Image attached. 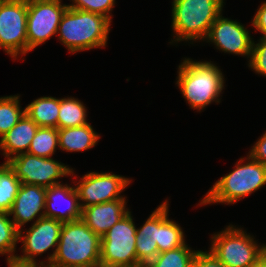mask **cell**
Masks as SVG:
<instances>
[{"instance_id":"obj_30","label":"cell","mask_w":266,"mask_h":267,"mask_svg":"<svg viewBox=\"0 0 266 267\" xmlns=\"http://www.w3.org/2000/svg\"><path fill=\"white\" fill-rule=\"evenodd\" d=\"M192 267H226L215 255L210 251L196 252Z\"/></svg>"},{"instance_id":"obj_24","label":"cell","mask_w":266,"mask_h":267,"mask_svg":"<svg viewBox=\"0 0 266 267\" xmlns=\"http://www.w3.org/2000/svg\"><path fill=\"white\" fill-rule=\"evenodd\" d=\"M196 252L184 244L176 249L158 253L155 259L144 267H192Z\"/></svg>"},{"instance_id":"obj_8","label":"cell","mask_w":266,"mask_h":267,"mask_svg":"<svg viewBox=\"0 0 266 267\" xmlns=\"http://www.w3.org/2000/svg\"><path fill=\"white\" fill-rule=\"evenodd\" d=\"M0 48L12 58L27 53V0H0Z\"/></svg>"},{"instance_id":"obj_25","label":"cell","mask_w":266,"mask_h":267,"mask_svg":"<svg viewBox=\"0 0 266 267\" xmlns=\"http://www.w3.org/2000/svg\"><path fill=\"white\" fill-rule=\"evenodd\" d=\"M57 147H59L58 129L52 127H38L27 153L50 158Z\"/></svg>"},{"instance_id":"obj_29","label":"cell","mask_w":266,"mask_h":267,"mask_svg":"<svg viewBox=\"0 0 266 267\" xmlns=\"http://www.w3.org/2000/svg\"><path fill=\"white\" fill-rule=\"evenodd\" d=\"M249 67L256 73L266 76V38H261L257 44L253 41Z\"/></svg>"},{"instance_id":"obj_23","label":"cell","mask_w":266,"mask_h":267,"mask_svg":"<svg viewBox=\"0 0 266 267\" xmlns=\"http://www.w3.org/2000/svg\"><path fill=\"white\" fill-rule=\"evenodd\" d=\"M21 184L7 162L0 165V212H10Z\"/></svg>"},{"instance_id":"obj_9","label":"cell","mask_w":266,"mask_h":267,"mask_svg":"<svg viewBox=\"0 0 266 267\" xmlns=\"http://www.w3.org/2000/svg\"><path fill=\"white\" fill-rule=\"evenodd\" d=\"M67 7L61 0H27V52L57 33Z\"/></svg>"},{"instance_id":"obj_15","label":"cell","mask_w":266,"mask_h":267,"mask_svg":"<svg viewBox=\"0 0 266 267\" xmlns=\"http://www.w3.org/2000/svg\"><path fill=\"white\" fill-rule=\"evenodd\" d=\"M63 200L68 204L67 207L65 204L66 208L61 209ZM44 211L45 217L53 218L63 223L81 219L82 209L75 186L59 183L46 188Z\"/></svg>"},{"instance_id":"obj_6","label":"cell","mask_w":266,"mask_h":267,"mask_svg":"<svg viewBox=\"0 0 266 267\" xmlns=\"http://www.w3.org/2000/svg\"><path fill=\"white\" fill-rule=\"evenodd\" d=\"M211 239L210 250L226 267H248L266 253V245H257L252 236L233 225Z\"/></svg>"},{"instance_id":"obj_11","label":"cell","mask_w":266,"mask_h":267,"mask_svg":"<svg viewBox=\"0 0 266 267\" xmlns=\"http://www.w3.org/2000/svg\"><path fill=\"white\" fill-rule=\"evenodd\" d=\"M62 225L63 222L44 216L35 221L24 236L22 235L24 232L19 230L18 241L23 243L22 252L24 254L15 256L14 260L23 264H37L35 256L37 257L50 248L56 247L54 252L47 258L48 261L39 263L48 267L56 254Z\"/></svg>"},{"instance_id":"obj_26","label":"cell","mask_w":266,"mask_h":267,"mask_svg":"<svg viewBox=\"0 0 266 267\" xmlns=\"http://www.w3.org/2000/svg\"><path fill=\"white\" fill-rule=\"evenodd\" d=\"M19 98L18 95L0 98V137L14 127L25 113L20 108Z\"/></svg>"},{"instance_id":"obj_14","label":"cell","mask_w":266,"mask_h":267,"mask_svg":"<svg viewBox=\"0 0 266 267\" xmlns=\"http://www.w3.org/2000/svg\"><path fill=\"white\" fill-rule=\"evenodd\" d=\"M45 198L46 188L37 185L21 184L9 212V215H13L11 220L19 230L27 222L33 221L36 216V221L45 216V211H43L45 210Z\"/></svg>"},{"instance_id":"obj_5","label":"cell","mask_w":266,"mask_h":267,"mask_svg":"<svg viewBox=\"0 0 266 267\" xmlns=\"http://www.w3.org/2000/svg\"><path fill=\"white\" fill-rule=\"evenodd\" d=\"M224 0H173L174 41L204 40L211 25L222 13Z\"/></svg>"},{"instance_id":"obj_21","label":"cell","mask_w":266,"mask_h":267,"mask_svg":"<svg viewBox=\"0 0 266 267\" xmlns=\"http://www.w3.org/2000/svg\"><path fill=\"white\" fill-rule=\"evenodd\" d=\"M60 109V99L40 97L24 108L25 114L39 127L57 128Z\"/></svg>"},{"instance_id":"obj_17","label":"cell","mask_w":266,"mask_h":267,"mask_svg":"<svg viewBox=\"0 0 266 267\" xmlns=\"http://www.w3.org/2000/svg\"><path fill=\"white\" fill-rule=\"evenodd\" d=\"M38 127L39 126L24 113L17 124L0 138V149L3 150V155L7 158V161L17 155L28 152Z\"/></svg>"},{"instance_id":"obj_34","label":"cell","mask_w":266,"mask_h":267,"mask_svg":"<svg viewBox=\"0 0 266 267\" xmlns=\"http://www.w3.org/2000/svg\"><path fill=\"white\" fill-rule=\"evenodd\" d=\"M248 267H266V253L256 263Z\"/></svg>"},{"instance_id":"obj_4","label":"cell","mask_w":266,"mask_h":267,"mask_svg":"<svg viewBox=\"0 0 266 267\" xmlns=\"http://www.w3.org/2000/svg\"><path fill=\"white\" fill-rule=\"evenodd\" d=\"M248 162L243 159L235 165V169L221 177L208 191L200 205L211 203L234 204L266 184V164H262L249 155Z\"/></svg>"},{"instance_id":"obj_20","label":"cell","mask_w":266,"mask_h":267,"mask_svg":"<svg viewBox=\"0 0 266 267\" xmlns=\"http://www.w3.org/2000/svg\"><path fill=\"white\" fill-rule=\"evenodd\" d=\"M168 201L166 200L159 205V236L158 251L159 253L176 249L186 244L182 228L173 220L168 218Z\"/></svg>"},{"instance_id":"obj_33","label":"cell","mask_w":266,"mask_h":267,"mask_svg":"<svg viewBox=\"0 0 266 267\" xmlns=\"http://www.w3.org/2000/svg\"><path fill=\"white\" fill-rule=\"evenodd\" d=\"M7 263L9 267H45V266L40 265L39 263L38 264H23V263L16 262L15 260H9L7 261Z\"/></svg>"},{"instance_id":"obj_18","label":"cell","mask_w":266,"mask_h":267,"mask_svg":"<svg viewBox=\"0 0 266 267\" xmlns=\"http://www.w3.org/2000/svg\"><path fill=\"white\" fill-rule=\"evenodd\" d=\"M159 207L152 212L143 226L136 229L137 267H144L158 255Z\"/></svg>"},{"instance_id":"obj_32","label":"cell","mask_w":266,"mask_h":267,"mask_svg":"<svg viewBox=\"0 0 266 267\" xmlns=\"http://www.w3.org/2000/svg\"><path fill=\"white\" fill-rule=\"evenodd\" d=\"M257 10L252 20V26L263 34L261 38H266V2Z\"/></svg>"},{"instance_id":"obj_16","label":"cell","mask_w":266,"mask_h":267,"mask_svg":"<svg viewBox=\"0 0 266 267\" xmlns=\"http://www.w3.org/2000/svg\"><path fill=\"white\" fill-rule=\"evenodd\" d=\"M126 199L99 203L82 208L81 220L97 235L102 237L128 212Z\"/></svg>"},{"instance_id":"obj_13","label":"cell","mask_w":266,"mask_h":267,"mask_svg":"<svg viewBox=\"0 0 266 267\" xmlns=\"http://www.w3.org/2000/svg\"><path fill=\"white\" fill-rule=\"evenodd\" d=\"M205 40L213 42L216 48L224 53L245 55L251 58L253 40L249 31L240 22L224 18L221 14L211 25Z\"/></svg>"},{"instance_id":"obj_1","label":"cell","mask_w":266,"mask_h":267,"mask_svg":"<svg viewBox=\"0 0 266 267\" xmlns=\"http://www.w3.org/2000/svg\"><path fill=\"white\" fill-rule=\"evenodd\" d=\"M100 246L101 237L81 219L64 222L48 267H100Z\"/></svg>"},{"instance_id":"obj_12","label":"cell","mask_w":266,"mask_h":267,"mask_svg":"<svg viewBox=\"0 0 266 267\" xmlns=\"http://www.w3.org/2000/svg\"><path fill=\"white\" fill-rule=\"evenodd\" d=\"M80 180L75 188L79 201L82 200L81 209L94 204L125 199L120 194L131 182L129 178L120 175L96 172H90Z\"/></svg>"},{"instance_id":"obj_27","label":"cell","mask_w":266,"mask_h":267,"mask_svg":"<svg viewBox=\"0 0 266 267\" xmlns=\"http://www.w3.org/2000/svg\"><path fill=\"white\" fill-rule=\"evenodd\" d=\"M9 216V213L0 212V254H10L7 256V261L15 259L16 255L13 253L19 242V229Z\"/></svg>"},{"instance_id":"obj_7","label":"cell","mask_w":266,"mask_h":267,"mask_svg":"<svg viewBox=\"0 0 266 267\" xmlns=\"http://www.w3.org/2000/svg\"><path fill=\"white\" fill-rule=\"evenodd\" d=\"M136 229L129 211L101 237L100 267H137Z\"/></svg>"},{"instance_id":"obj_10","label":"cell","mask_w":266,"mask_h":267,"mask_svg":"<svg viewBox=\"0 0 266 267\" xmlns=\"http://www.w3.org/2000/svg\"><path fill=\"white\" fill-rule=\"evenodd\" d=\"M5 162L22 183L44 188L59 184V178L74 173L73 169L55 161L52 157H39L29 153L17 155Z\"/></svg>"},{"instance_id":"obj_3","label":"cell","mask_w":266,"mask_h":267,"mask_svg":"<svg viewBox=\"0 0 266 267\" xmlns=\"http://www.w3.org/2000/svg\"><path fill=\"white\" fill-rule=\"evenodd\" d=\"M111 21L103 15L67 7L57 34L71 53L105 47Z\"/></svg>"},{"instance_id":"obj_28","label":"cell","mask_w":266,"mask_h":267,"mask_svg":"<svg viewBox=\"0 0 266 267\" xmlns=\"http://www.w3.org/2000/svg\"><path fill=\"white\" fill-rule=\"evenodd\" d=\"M73 4L68 5V7L73 9H78L86 12L96 13L103 15L112 20V15L110 11L115 4V0H72Z\"/></svg>"},{"instance_id":"obj_2","label":"cell","mask_w":266,"mask_h":267,"mask_svg":"<svg viewBox=\"0 0 266 267\" xmlns=\"http://www.w3.org/2000/svg\"><path fill=\"white\" fill-rule=\"evenodd\" d=\"M178 68L176 83L191 108L201 112L211 102H220L224 76L215 64L187 58Z\"/></svg>"},{"instance_id":"obj_19","label":"cell","mask_w":266,"mask_h":267,"mask_svg":"<svg viewBox=\"0 0 266 267\" xmlns=\"http://www.w3.org/2000/svg\"><path fill=\"white\" fill-rule=\"evenodd\" d=\"M100 136L88 123L71 128L58 129V144L61 150L80 152L91 149L99 141Z\"/></svg>"},{"instance_id":"obj_31","label":"cell","mask_w":266,"mask_h":267,"mask_svg":"<svg viewBox=\"0 0 266 267\" xmlns=\"http://www.w3.org/2000/svg\"><path fill=\"white\" fill-rule=\"evenodd\" d=\"M249 156L262 164H266V131L252 147Z\"/></svg>"},{"instance_id":"obj_22","label":"cell","mask_w":266,"mask_h":267,"mask_svg":"<svg viewBox=\"0 0 266 267\" xmlns=\"http://www.w3.org/2000/svg\"><path fill=\"white\" fill-rule=\"evenodd\" d=\"M86 107L78 99L69 97L60 99L57 129L71 128L88 124Z\"/></svg>"}]
</instances>
